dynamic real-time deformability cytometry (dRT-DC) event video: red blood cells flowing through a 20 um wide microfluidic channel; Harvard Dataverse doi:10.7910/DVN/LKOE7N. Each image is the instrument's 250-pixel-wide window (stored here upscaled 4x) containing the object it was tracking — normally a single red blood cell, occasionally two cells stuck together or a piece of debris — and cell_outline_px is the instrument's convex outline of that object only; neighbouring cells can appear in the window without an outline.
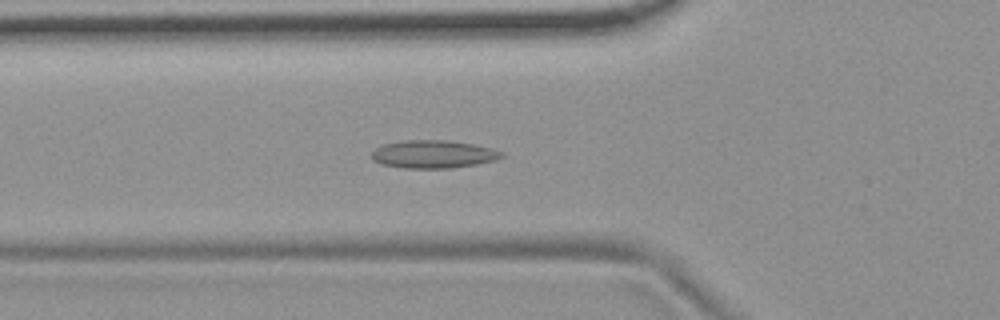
{"species": "common noctule bat (a hibernating species)", "species_latin": "Nyctalus noctula", "temperature_condition": "room temperature", "stored_images_in_passage": 55, "camera_frame_rate_fps": 3000, "um_per_image_px": 0.085, "animal": {"sex": "female", "body_mass_g": 19.9}, "frame": {"image": 1, "passage_image": 20, "time_ms": 6.333, "image_size_px": [1000, 320], "cell_outline_px": [[504, 156], [496, 160], [476, 164], [452, 168], [404, 168], [380, 164], [372, 160], [372, 152], [376, 148], [384, 144], [404, 140], [448, 140], [472, 144], [492, 148], [504, 152]], "centroid_in_image_um": [36.84, 13.11], "position_along_channel_um": 89.0, "area_um2": 21.21}}
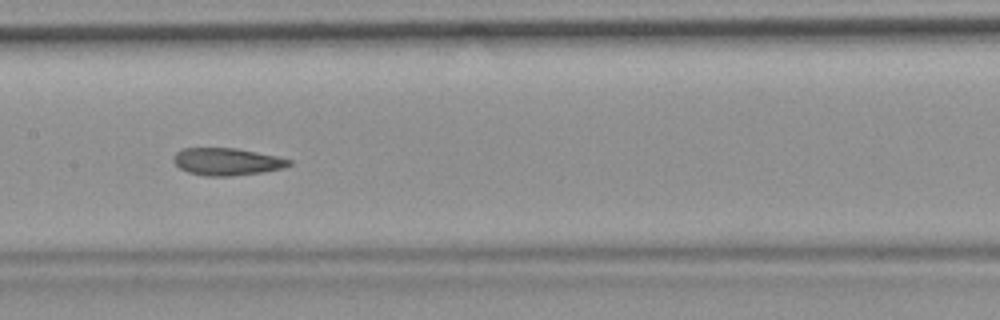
{"frame": {"image": 2, "passage_image": 28, "time_ms": 9.0, "image_size_px": [1000, 320], "cell_outline_px": [[292, 164], [284, 168], [264, 172], [232, 176], [204, 176], [188, 172], [180, 168], [172, 160], [176, 152], [184, 148], [236, 148], [276, 156], [292, 160]], "centroid_in_image_um": [19.3, 13.74], "position_along_channel_um": 188.1, "area_um2": 18.44}}
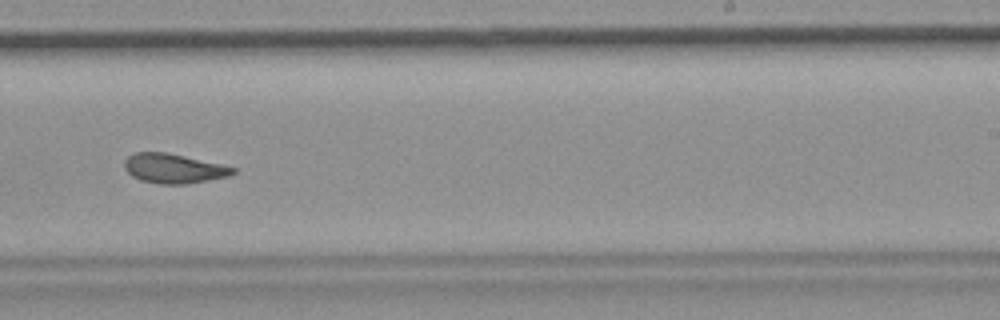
{"frame": {"image": 3, "passage_image": 35, "time_ms": 11.333, "image_size_px": [1000, 320], "cell_outline_px": [[236, 172], [228, 176], [188, 184], [160, 184], [140, 180], [132, 176], [124, 168], [124, 160], [132, 152], [168, 152], [220, 164], [236, 168]], "centroid_in_image_um": [14.73, 14.31], "position_along_channel_um": 274.3, "area_um2": 18.73}, "authors_computed_cell_mechanics": {"area_um2": 19.8254, "velocity_mm_per_s": 3.7171, "shape_relaxation_time_tau1_ms": null, "shape_relaxation_time_tau2_ms": 3.2577, "deformation_change_tau1": null, "deformation_change_tau2": 0.0993}}